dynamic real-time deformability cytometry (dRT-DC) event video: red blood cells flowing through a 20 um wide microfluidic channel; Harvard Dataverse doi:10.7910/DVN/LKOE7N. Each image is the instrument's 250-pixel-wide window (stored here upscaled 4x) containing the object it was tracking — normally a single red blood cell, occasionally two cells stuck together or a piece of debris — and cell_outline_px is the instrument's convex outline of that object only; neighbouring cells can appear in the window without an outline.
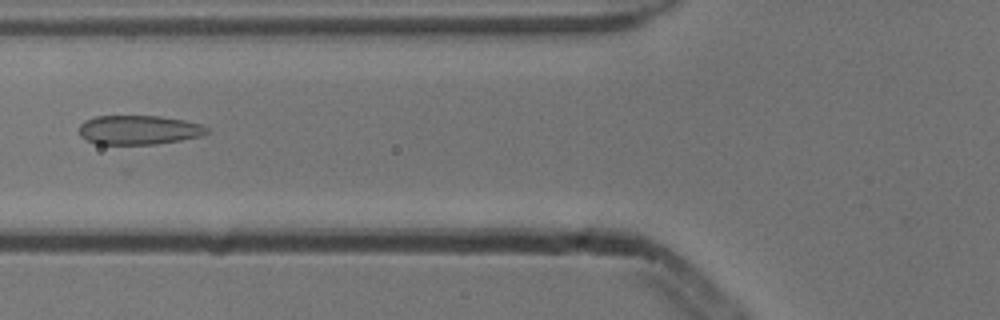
{"species": "common noctule bat (a hibernating species)", "species_latin": "Nyctalus noctula", "temperature_condition": "cold", "stored_images_in_passage": 5, "camera_frame_rate_fps": 3000, "um_per_image_px": 0.085, "animal": {"sex": "male", "body_mass_g": 13.3}, "frame": {"image": 1, "passage_image": 4, "time_ms": 1.0, "image_size_px": [1000, 320], "cell_outline_px": [[208, 132], [200, 136], [180, 140], [156, 144], [96, 144], [80, 136], [80, 124], [84, 120], [96, 116], [160, 116], [184, 120], [200, 124], [208, 128]], "centroid_in_image_um": [11.78, 11.04], "position_along_channel_um": 114.0, "area_um2": 21.68}}
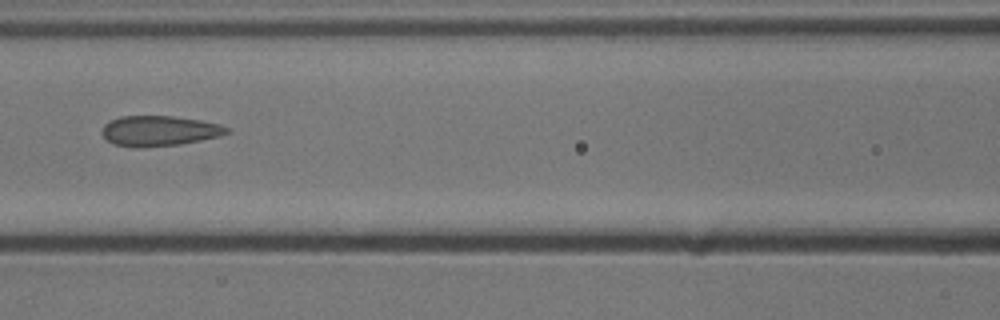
{"frame": {"image": 2, "passage_image": 5, "time_ms": 1.333, "image_size_px": [1000, 320], "cell_outline_px": [[232, 132], [220, 136], [180, 144], [112, 144], [100, 132], [104, 124], [120, 116], [172, 116], [200, 120], [220, 124], [232, 128]], "centroid_in_image_um": [13.63, 11.07], "position_along_channel_um": 153.0, "area_um2": 21.21}}